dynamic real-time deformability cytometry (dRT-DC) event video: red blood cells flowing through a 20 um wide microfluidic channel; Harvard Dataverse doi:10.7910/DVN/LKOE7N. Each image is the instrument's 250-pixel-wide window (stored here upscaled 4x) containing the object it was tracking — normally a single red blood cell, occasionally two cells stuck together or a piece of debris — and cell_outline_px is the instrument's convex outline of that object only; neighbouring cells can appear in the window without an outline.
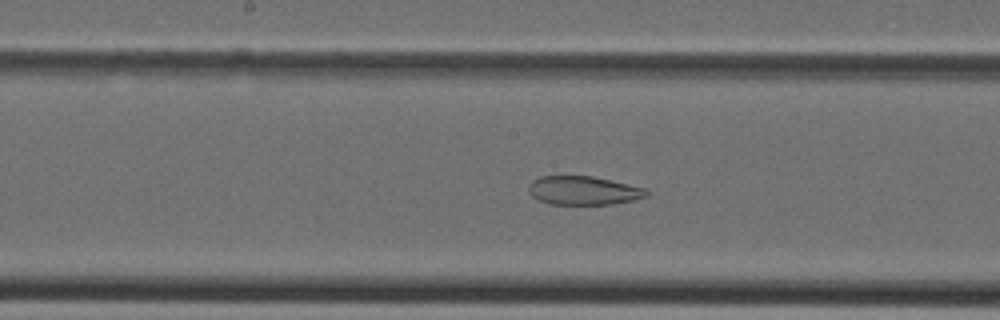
{"species": "Egyptian fruit bat (a non-hibernating species)", "species_latin": "Rousettus aegyptiacus", "temperature_condition": "cold", "stored_images_in_passage": 42, "camera_frame_rate_fps": 3000, "um_per_image_px": 0.085, "animal": {"sex": "female"}, "frame": {"image": 1, "passage_image": 23, "time_ms": 7.333, "image_size_px": [1000, 320], "cell_outline_px": [[648, 196], [632, 200], [612, 204], [548, 204], [536, 200], [528, 192], [528, 184], [532, 180], [540, 176], [592, 176], [644, 188], [648, 192]], "centroid_in_image_um": [49.52, 16.2], "position_along_channel_um": 198.7, "area_um2": 19.71}}
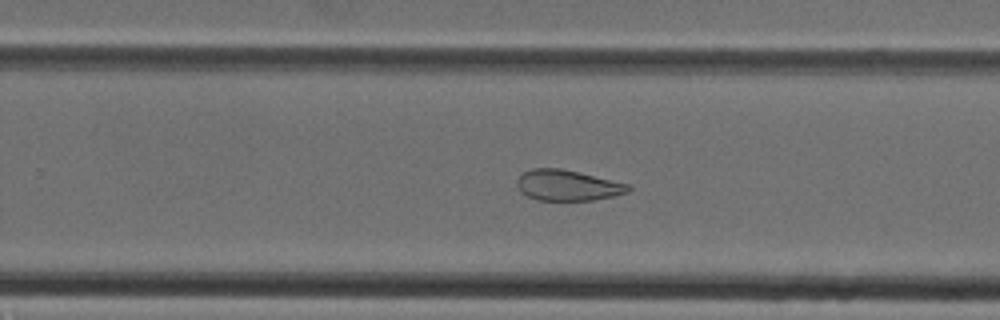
{"frame": {"image": 2, "passage_image": 28, "time_ms": 9.0, "image_size_px": [1000, 320], "cell_outline_px": [[632, 188], [628, 192], [612, 196], [592, 200], [536, 200], [520, 192], [516, 184], [516, 180], [524, 172], [532, 168], [560, 168], [632, 184]], "centroid_in_image_um": [48.25, 15.75], "position_along_channel_um": 281.5, "area_um2": 20.0}}
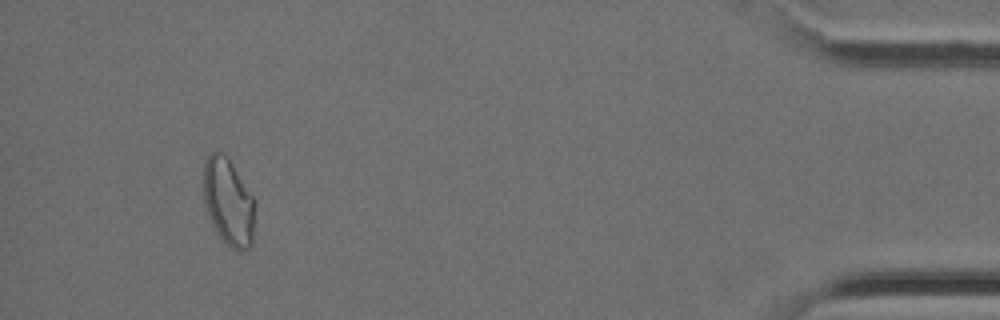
{"frame": {"image": 3, "passage_image": 40, "time_ms": 13.0, "image_size_px": [1000, 320], "cell_outline_px": [[252, 244], [244, 252], [236, 252], [228, 248], [216, 232], [212, 224], [204, 200], [204, 164], [208, 152], [220, 152], [228, 160], [252, 196]], "centroid_in_image_um": [19.37, 17.24], "position_along_channel_um": 415.8, "area_um2": 25.37}}